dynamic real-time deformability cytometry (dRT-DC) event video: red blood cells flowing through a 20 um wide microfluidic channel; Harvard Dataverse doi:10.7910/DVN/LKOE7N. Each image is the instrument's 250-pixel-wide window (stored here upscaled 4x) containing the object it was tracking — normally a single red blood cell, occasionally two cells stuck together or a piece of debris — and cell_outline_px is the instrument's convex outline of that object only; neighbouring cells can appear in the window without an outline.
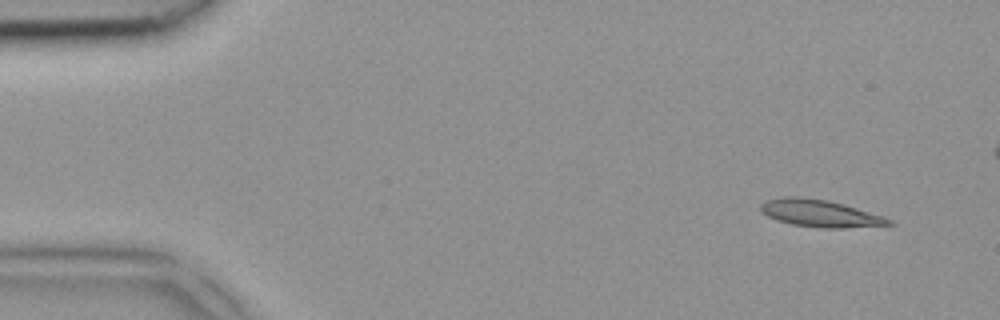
{"species": "common noctule bat (a hibernating species)", "species_latin": "Nyctalus noctula", "temperature_condition": "room temperature", "stored_images_in_passage": 6, "camera_frame_rate_fps": 3000, "um_per_image_px": 0.085, "animal": {"sex": "female", "body_mass_g": 18.4}, "frame": {"image": 1, "passage_image": 1, "time_ms": 0.0, "image_size_px": [1000, 320], "cell_outline_px": [[896, 224], [844, 228], [824, 228], [792, 224], [776, 220], [768, 216], [760, 208], [760, 204], [764, 200], [784, 196], [796, 196], [828, 200], [844, 204], [884, 216], [892, 220]], "centroid_in_image_um": [69.71, 18.12], "position_along_channel_um": 15.3, "area_um2": 20.35}}